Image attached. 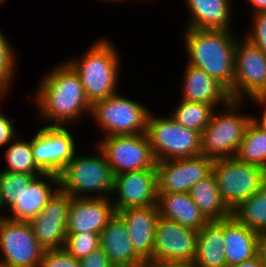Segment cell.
<instances>
[{
    "instance_id": "cell-1",
    "label": "cell",
    "mask_w": 266,
    "mask_h": 267,
    "mask_svg": "<svg viewBox=\"0 0 266 267\" xmlns=\"http://www.w3.org/2000/svg\"><path fill=\"white\" fill-rule=\"evenodd\" d=\"M35 96L40 116L53 122L48 126H69L83 112H91L81 80L66 61L45 74Z\"/></svg>"
},
{
    "instance_id": "cell-2",
    "label": "cell",
    "mask_w": 266,
    "mask_h": 267,
    "mask_svg": "<svg viewBox=\"0 0 266 267\" xmlns=\"http://www.w3.org/2000/svg\"><path fill=\"white\" fill-rule=\"evenodd\" d=\"M231 30L185 29L184 45L188 63L202 69L221 83L229 93L234 81L237 38Z\"/></svg>"
},
{
    "instance_id": "cell-3",
    "label": "cell",
    "mask_w": 266,
    "mask_h": 267,
    "mask_svg": "<svg viewBox=\"0 0 266 267\" xmlns=\"http://www.w3.org/2000/svg\"><path fill=\"white\" fill-rule=\"evenodd\" d=\"M108 39H98L89 50L78 59L66 62L78 74L84 93L92 105L104 100L117 91L120 54Z\"/></svg>"
},
{
    "instance_id": "cell-4",
    "label": "cell",
    "mask_w": 266,
    "mask_h": 267,
    "mask_svg": "<svg viewBox=\"0 0 266 267\" xmlns=\"http://www.w3.org/2000/svg\"><path fill=\"white\" fill-rule=\"evenodd\" d=\"M97 148L98 155H75L64 167L58 175L61 191L74 198H109L113 194L114 174L104 153Z\"/></svg>"
},
{
    "instance_id": "cell-5",
    "label": "cell",
    "mask_w": 266,
    "mask_h": 267,
    "mask_svg": "<svg viewBox=\"0 0 266 267\" xmlns=\"http://www.w3.org/2000/svg\"><path fill=\"white\" fill-rule=\"evenodd\" d=\"M243 101L231 99L225 104L226 111L213 112L211 121L201 133V155L213 160L236 156L246 128L252 121V116L241 115L238 111Z\"/></svg>"
},
{
    "instance_id": "cell-6",
    "label": "cell",
    "mask_w": 266,
    "mask_h": 267,
    "mask_svg": "<svg viewBox=\"0 0 266 267\" xmlns=\"http://www.w3.org/2000/svg\"><path fill=\"white\" fill-rule=\"evenodd\" d=\"M145 134L156 162L201 155V134L181 126L171 116L149 114Z\"/></svg>"
},
{
    "instance_id": "cell-7",
    "label": "cell",
    "mask_w": 266,
    "mask_h": 267,
    "mask_svg": "<svg viewBox=\"0 0 266 267\" xmlns=\"http://www.w3.org/2000/svg\"><path fill=\"white\" fill-rule=\"evenodd\" d=\"M212 172L220 195L231 211L266 185L265 169L236 157L214 160Z\"/></svg>"
},
{
    "instance_id": "cell-8",
    "label": "cell",
    "mask_w": 266,
    "mask_h": 267,
    "mask_svg": "<svg viewBox=\"0 0 266 267\" xmlns=\"http://www.w3.org/2000/svg\"><path fill=\"white\" fill-rule=\"evenodd\" d=\"M151 112L132 99L116 92L104 100L91 105V116L105 136L137 135L145 133L147 119Z\"/></svg>"
},
{
    "instance_id": "cell-9",
    "label": "cell",
    "mask_w": 266,
    "mask_h": 267,
    "mask_svg": "<svg viewBox=\"0 0 266 267\" xmlns=\"http://www.w3.org/2000/svg\"><path fill=\"white\" fill-rule=\"evenodd\" d=\"M115 175L156 168V160L145 133L105 136L98 142Z\"/></svg>"
},
{
    "instance_id": "cell-10",
    "label": "cell",
    "mask_w": 266,
    "mask_h": 267,
    "mask_svg": "<svg viewBox=\"0 0 266 267\" xmlns=\"http://www.w3.org/2000/svg\"><path fill=\"white\" fill-rule=\"evenodd\" d=\"M0 267H39L44 252L29 222L0 217Z\"/></svg>"
},
{
    "instance_id": "cell-11",
    "label": "cell",
    "mask_w": 266,
    "mask_h": 267,
    "mask_svg": "<svg viewBox=\"0 0 266 267\" xmlns=\"http://www.w3.org/2000/svg\"><path fill=\"white\" fill-rule=\"evenodd\" d=\"M235 47L234 81L229 93L232 100L266 96V53L247 38Z\"/></svg>"
},
{
    "instance_id": "cell-12",
    "label": "cell",
    "mask_w": 266,
    "mask_h": 267,
    "mask_svg": "<svg viewBox=\"0 0 266 267\" xmlns=\"http://www.w3.org/2000/svg\"><path fill=\"white\" fill-rule=\"evenodd\" d=\"M76 144L64 126H43L31 139L35 164L43 172L59 175L74 158Z\"/></svg>"
},
{
    "instance_id": "cell-13",
    "label": "cell",
    "mask_w": 266,
    "mask_h": 267,
    "mask_svg": "<svg viewBox=\"0 0 266 267\" xmlns=\"http://www.w3.org/2000/svg\"><path fill=\"white\" fill-rule=\"evenodd\" d=\"M197 236V230L159 216L155 228L153 258L147 263L148 267L160 262H193Z\"/></svg>"
},
{
    "instance_id": "cell-14",
    "label": "cell",
    "mask_w": 266,
    "mask_h": 267,
    "mask_svg": "<svg viewBox=\"0 0 266 267\" xmlns=\"http://www.w3.org/2000/svg\"><path fill=\"white\" fill-rule=\"evenodd\" d=\"M213 162L204 155L156 162L158 193H189L212 172Z\"/></svg>"
},
{
    "instance_id": "cell-15",
    "label": "cell",
    "mask_w": 266,
    "mask_h": 267,
    "mask_svg": "<svg viewBox=\"0 0 266 267\" xmlns=\"http://www.w3.org/2000/svg\"><path fill=\"white\" fill-rule=\"evenodd\" d=\"M72 197L58 189L29 224L43 249H60L66 242L68 210Z\"/></svg>"
},
{
    "instance_id": "cell-16",
    "label": "cell",
    "mask_w": 266,
    "mask_h": 267,
    "mask_svg": "<svg viewBox=\"0 0 266 267\" xmlns=\"http://www.w3.org/2000/svg\"><path fill=\"white\" fill-rule=\"evenodd\" d=\"M113 203L115 213L128 208L157 205L158 184L156 168L122 173L114 176Z\"/></svg>"
},
{
    "instance_id": "cell-17",
    "label": "cell",
    "mask_w": 266,
    "mask_h": 267,
    "mask_svg": "<svg viewBox=\"0 0 266 267\" xmlns=\"http://www.w3.org/2000/svg\"><path fill=\"white\" fill-rule=\"evenodd\" d=\"M115 215L113 203L108 198H74L70 201L67 233H100Z\"/></svg>"
},
{
    "instance_id": "cell-18",
    "label": "cell",
    "mask_w": 266,
    "mask_h": 267,
    "mask_svg": "<svg viewBox=\"0 0 266 267\" xmlns=\"http://www.w3.org/2000/svg\"><path fill=\"white\" fill-rule=\"evenodd\" d=\"M117 214L125 222L135 252L148 263L153 258L155 228L160 216L157 205L128 208Z\"/></svg>"
},
{
    "instance_id": "cell-19",
    "label": "cell",
    "mask_w": 266,
    "mask_h": 267,
    "mask_svg": "<svg viewBox=\"0 0 266 267\" xmlns=\"http://www.w3.org/2000/svg\"><path fill=\"white\" fill-rule=\"evenodd\" d=\"M100 247L114 267H148L135 252L125 222L117 213L100 233Z\"/></svg>"
},
{
    "instance_id": "cell-20",
    "label": "cell",
    "mask_w": 266,
    "mask_h": 267,
    "mask_svg": "<svg viewBox=\"0 0 266 267\" xmlns=\"http://www.w3.org/2000/svg\"><path fill=\"white\" fill-rule=\"evenodd\" d=\"M42 179L46 180L44 181ZM47 179L50 180L52 185L55 184L56 186H59L57 175L44 173L36 176L30 184L24 187L19 193L18 203L10 209L13 216L6 215L5 217L17 222H30L41 213L42 209L48 203V200L59 189V187H57L52 190L51 183L48 184V182H46L48 181Z\"/></svg>"
},
{
    "instance_id": "cell-21",
    "label": "cell",
    "mask_w": 266,
    "mask_h": 267,
    "mask_svg": "<svg viewBox=\"0 0 266 267\" xmlns=\"http://www.w3.org/2000/svg\"><path fill=\"white\" fill-rule=\"evenodd\" d=\"M184 72L182 99L217 107L225 106L231 98L229 91L202 69L187 64Z\"/></svg>"
},
{
    "instance_id": "cell-22",
    "label": "cell",
    "mask_w": 266,
    "mask_h": 267,
    "mask_svg": "<svg viewBox=\"0 0 266 267\" xmlns=\"http://www.w3.org/2000/svg\"><path fill=\"white\" fill-rule=\"evenodd\" d=\"M259 233L239 223L233 216L224 219L226 264L237 265L257 255Z\"/></svg>"
},
{
    "instance_id": "cell-23",
    "label": "cell",
    "mask_w": 266,
    "mask_h": 267,
    "mask_svg": "<svg viewBox=\"0 0 266 267\" xmlns=\"http://www.w3.org/2000/svg\"><path fill=\"white\" fill-rule=\"evenodd\" d=\"M189 29L230 30L231 0H186Z\"/></svg>"
},
{
    "instance_id": "cell-24",
    "label": "cell",
    "mask_w": 266,
    "mask_h": 267,
    "mask_svg": "<svg viewBox=\"0 0 266 267\" xmlns=\"http://www.w3.org/2000/svg\"><path fill=\"white\" fill-rule=\"evenodd\" d=\"M160 217L199 231L208 220L200 212L189 193H158Z\"/></svg>"
},
{
    "instance_id": "cell-25",
    "label": "cell",
    "mask_w": 266,
    "mask_h": 267,
    "mask_svg": "<svg viewBox=\"0 0 266 267\" xmlns=\"http://www.w3.org/2000/svg\"><path fill=\"white\" fill-rule=\"evenodd\" d=\"M224 245V220L208 221L198 231L193 263L198 267H227Z\"/></svg>"
},
{
    "instance_id": "cell-26",
    "label": "cell",
    "mask_w": 266,
    "mask_h": 267,
    "mask_svg": "<svg viewBox=\"0 0 266 267\" xmlns=\"http://www.w3.org/2000/svg\"><path fill=\"white\" fill-rule=\"evenodd\" d=\"M189 194L208 221L224 220L232 216V211L220 195L213 172L192 186Z\"/></svg>"
},
{
    "instance_id": "cell-27",
    "label": "cell",
    "mask_w": 266,
    "mask_h": 267,
    "mask_svg": "<svg viewBox=\"0 0 266 267\" xmlns=\"http://www.w3.org/2000/svg\"><path fill=\"white\" fill-rule=\"evenodd\" d=\"M232 216L251 230L266 233V185L243 200L232 211Z\"/></svg>"
},
{
    "instance_id": "cell-28",
    "label": "cell",
    "mask_w": 266,
    "mask_h": 267,
    "mask_svg": "<svg viewBox=\"0 0 266 267\" xmlns=\"http://www.w3.org/2000/svg\"><path fill=\"white\" fill-rule=\"evenodd\" d=\"M235 157L239 161L258 165L266 170V131L251 121Z\"/></svg>"
},
{
    "instance_id": "cell-29",
    "label": "cell",
    "mask_w": 266,
    "mask_h": 267,
    "mask_svg": "<svg viewBox=\"0 0 266 267\" xmlns=\"http://www.w3.org/2000/svg\"><path fill=\"white\" fill-rule=\"evenodd\" d=\"M170 116L181 126L202 133L211 121L213 105L181 100Z\"/></svg>"
},
{
    "instance_id": "cell-30",
    "label": "cell",
    "mask_w": 266,
    "mask_h": 267,
    "mask_svg": "<svg viewBox=\"0 0 266 267\" xmlns=\"http://www.w3.org/2000/svg\"><path fill=\"white\" fill-rule=\"evenodd\" d=\"M5 151V159L9 165L5 169L9 172L24 173L29 175L44 174L35 164L31 150V140L25 141L17 136L10 142Z\"/></svg>"
},
{
    "instance_id": "cell-31",
    "label": "cell",
    "mask_w": 266,
    "mask_h": 267,
    "mask_svg": "<svg viewBox=\"0 0 266 267\" xmlns=\"http://www.w3.org/2000/svg\"><path fill=\"white\" fill-rule=\"evenodd\" d=\"M39 175L0 171V194L3 209H11L18 203L19 193Z\"/></svg>"
},
{
    "instance_id": "cell-32",
    "label": "cell",
    "mask_w": 266,
    "mask_h": 267,
    "mask_svg": "<svg viewBox=\"0 0 266 267\" xmlns=\"http://www.w3.org/2000/svg\"><path fill=\"white\" fill-rule=\"evenodd\" d=\"M100 247V235L94 232L67 233L64 249L75 259L87 257Z\"/></svg>"
},
{
    "instance_id": "cell-33",
    "label": "cell",
    "mask_w": 266,
    "mask_h": 267,
    "mask_svg": "<svg viewBox=\"0 0 266 267\" xmlns=\"http://www.w3.org/2000/svg\"><path fill=\"white\" fill-rule=\"evenodd\" d=\"M11 44L0 31V81H2L8 88L16 71V54ZM16 61V62H15Z\"/></svg>"
},
{
    "instance_id": "cell-34",
    "label": "cell",
    "mask_w": 266,
    "mask_h": 267,
    "mask_svg": "<svg viewBox=\"0 0 266 267\" xmlns=\"http://www.w3.org/2000/svg\"><path fill=\"white\" fill-rule=\"evenodd\" d=\"M39 267H80V263L64 248L45 249Z\"/></svg>"
},
{
    "instance_id": "cell-35",
    "label": "cell",
    "mask_w": 266,
    "mask_h": 267,
    "mask_svg": "<svg viewBox=\"0 0 266 267\" xmlns=\"http://www.w3.org/2000/svg\"><path fill=\"white\" fill-rule=\"evenodd\" d=\"M253 15L252 33H247V39L266 53V12H259Z\"/></svg>"
},
{
    "instance_id": "cell-36",
    "label": "cell",
    "mask_w": 266,
    "mask_h": 267,
    "mask_svg": "<svg viewBox=\"0 0 266 267\" xmlns=\"http://www.w3.org/2000/svg\"><path fill=\"white\" fill-rule=\"evenodd\" d=\"M80 267H114L101 247L79 260Z\"/></svg>"
},
{
    "instance_id": "cell-37",
    "label": "cell",
    "mask_w": 266,
    "mask_h": 267,
    "mask_svg": "<svg viewBox=\"0 0 266 267\" xmlns=\"http://www.w3.org/2000/svg\"><path fill=\"white\" fill-rule=\"evenodd\" d=\"M14 119H9L0 111V146L9 145L16 137L13 125ZM15 131V132H14Z\"/></svg>"
},
{
    "instance_id": "cell-38",
    "label": "cell",
    "mask_w": 266,
    "mask_h": 267,
    "mask_svg": "<svg viewBox=\"0 0 266 267\" xmlns=\"http://www.w3.org/2000/svg\"><path fill=\"white\" fill-rule=\"evenodd\" d=\"M249 99L256 102V104L258 103L259 106L261 104L262 106L265 105L264 111L262 112V117L259 119L258 117L256 118L252 116V121L262 130L266 131V96H254Z\"/></svg>"
},
{
    "instance_id": "cell-39",
    "label": "cell",
    "mask_w": 266,
    "mask_h": 267,
    "mask_svg": "<svg viewBox=\"0 0 266 267\" xmlns=\"http://www.w3.org/2000/svg\"><path fill=\"white\" fill-rule=\"evenodd\" d=\"M257 256L263 267H266V233L259 235L257 242Z\"/></svg>"
},
{
    "instance_id": "cell-40",
    "label": "cell",
    "mask_w": 266,
    "mask_h": 267,
    "mask_svg": "<svg viewBox=\"0 0 266 267\" xmlns=\"http://www.w3.org/2000/svg\"><path fill=\"white\" fill-rule=\"evenodd\" d=\"M149 267H198V266L193 262H182V263L160 262L151 264Z\"/></svg>"
},
{
    "instance_id": "cell-41",
    "label": "cell",
    "mask_w": 266,
    "mask_h": 267,
    "mask_svg": "<svg viewBox=\"0 0 266 267\" xmlns=\"http://www.w3.org/2000/svg\"><path fill=\"white\" fill-rule=\"evenodd\" d=\"M248 3L252 5L253 14L259 12H266V0H247Z\"/></svg>"
},
{
    "instance_id": "cell-42",
    "label": "cell",
    "mask_w": 266,
    "mask_h": 267,
    "mask_svg": "<svg viewBox=\"0 0 266 267\" xmlns=\"http://www.w3.org/2000/svg\"><path fill=\"white\" fill-rule=\"evenodd\" d=\"M227 267H263L261 264V261L259 260L258 256L256 255L252 259H249L247 261H244L237 265H230Z\"/></svg>"
},
{
    "instance_id": "cell-43",
    "label": "cell",
    "mask_w": 266,
    "mask_h": 267,
    "mask_svg": "<svg viewBox=\"0 0 266 267\" xmlns=\"http://www.w3.org/2000/svg\"><path fill=\"white\" fill-rule=\"evenodd\" d=\"M6 92H9L8 87L2 81H0V101Z\"/></svg>"
},
{
    "instance_id": "cell-44",
    "label": "cell",
    "mask_w": 266,
    "mask_h": 267,
    "mask_svg": "<svg viewBox=\"0 0 266 267\" xmlns=\"http://www.w3.org/2000/svg\"><path fill=\"white\" fill-rule=\"evenodd\" d=\"M3 209L2 204H1V194H0V217H3V215L1 214V210Z\"/></svg>"
},
{
    "instance_id": "cell-45",
    "label": "cell",
    "mask_w": 266,
    "mask_h": 267,
    "mask_svg": "<svg viewBox=\"0 0 266 267\" xmlns=\"http://www.w3.org/2000/svg\"><path fill=\"white\" fill-rule=\"evenodd\" d=\"M103 1H104V0H103ZM107 1H108V0H107ZM109 1H112V2H113L114 0H109ZM116 1H123V0H115V2H116Z\"/></svg>"
},
{
    "instance_id": "cell-46",
    "label": "cell",
    "mask_w": 266,
    "mask_h": 267,
    "mask_svg": "<svg viewBox=\"0 0 266 267\" xmlns=\"http://www.w3.org/2000/svg\"><path fill=\"white\" fill-rule=\"evenodd\" d=\"M6 0H0V5H1V3H3V2H5Z\"/></svg>"
}]
</instances>
